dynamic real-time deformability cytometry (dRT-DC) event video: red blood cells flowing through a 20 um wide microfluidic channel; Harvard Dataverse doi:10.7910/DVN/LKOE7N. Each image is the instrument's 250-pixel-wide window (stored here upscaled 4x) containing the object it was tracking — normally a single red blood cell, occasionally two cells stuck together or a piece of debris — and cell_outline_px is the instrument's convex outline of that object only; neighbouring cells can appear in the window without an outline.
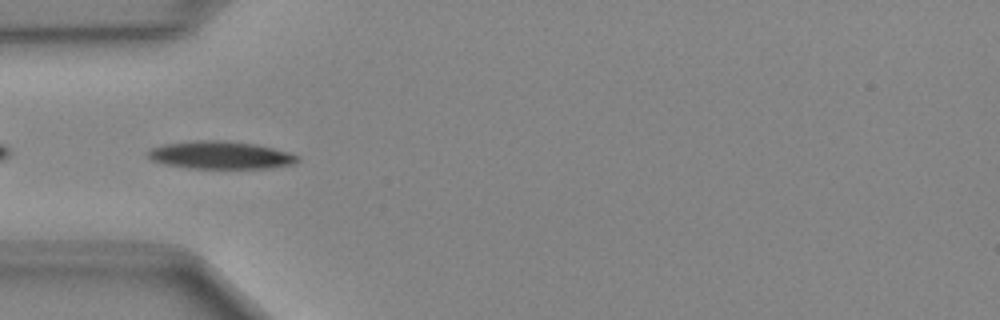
{"species": "Egyptian fruit bat (a non-hibernating species)", "species_latin": "Rousettus aegyptiacus", "temperature_condition": "cold", "stored_images_in_passage": 36, "camera_frame_rate_fps": 3000, "um_per_image_px": 0.085, "animal": {"sex": "female"}, "frame": {"image": 1, "passage_image": 2, "time_ms": 0.333, "image_size_px": [1000, 320], "cell_outline_px": [[300, 160], [292, 164], [272, 168], [188, 168], [164, 164], [152, 160], [148, 156], [148, 152], [152, 148], [164, 144], [196, 140], [220, 140], [256, 144], [288, 152], [300, 156]], "centroid_in_image_um": [18.76, 13.18], "position_along_channel_um": 66.2, "area_um2": 24.1}}
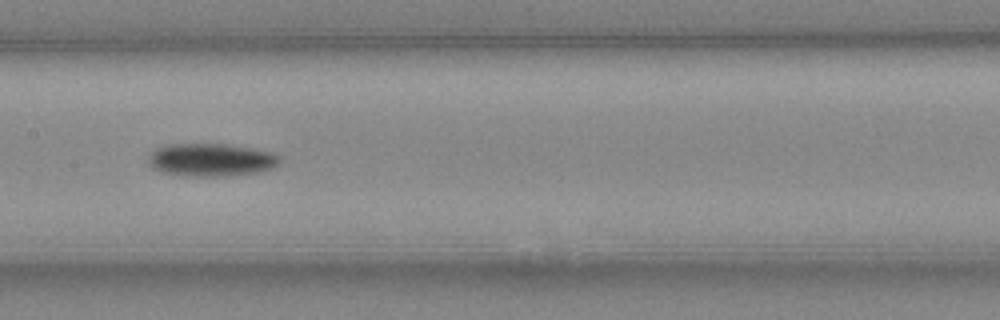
{"frame": {"image": 2, "passage_image": 11, "time_ms": 3.333, "image_size_px": [1000, 320], "cell_outline_px": [[280, 160], [272, 168], [260, 172], [228, 176], [184, 176], [160, 172], [152, 168], [148, 164], [148, 156], [156, 148], [164, 144], [228, 144], [252, 148], [272, 152], [280, 156]], "centroid_in_image_um": [17.9, 13.59], "position_along_channel_um": 189.5, "area_um2": 25.49}}
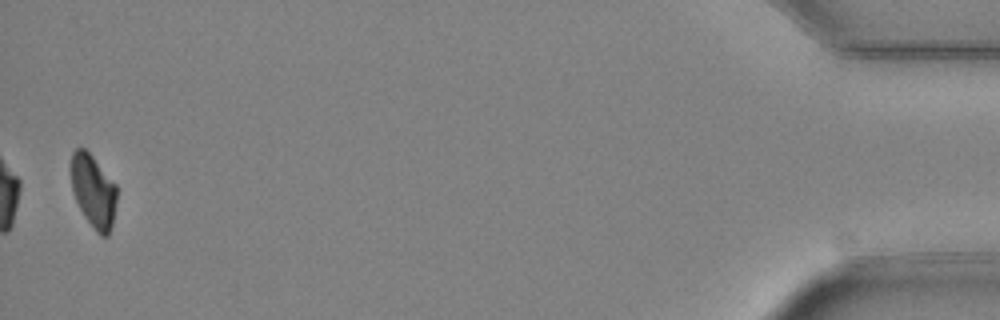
{"frame": {"image": 3, "passage_image": 35, "time_ms": 11.333, "image_size_px": [1000, 320], "cell_outline_px": [[116, 200], [112, 224], [108, 236], [100, 236], [96, 232], [84, 216], [72, 192], [72, 152], [76, 148], [84, 148], [92, 156], [116, 184]], "centroid_in_image_um": [7.94, 16.26], "position_along_channel_um": 427.3, "area_um2": 19.13}}